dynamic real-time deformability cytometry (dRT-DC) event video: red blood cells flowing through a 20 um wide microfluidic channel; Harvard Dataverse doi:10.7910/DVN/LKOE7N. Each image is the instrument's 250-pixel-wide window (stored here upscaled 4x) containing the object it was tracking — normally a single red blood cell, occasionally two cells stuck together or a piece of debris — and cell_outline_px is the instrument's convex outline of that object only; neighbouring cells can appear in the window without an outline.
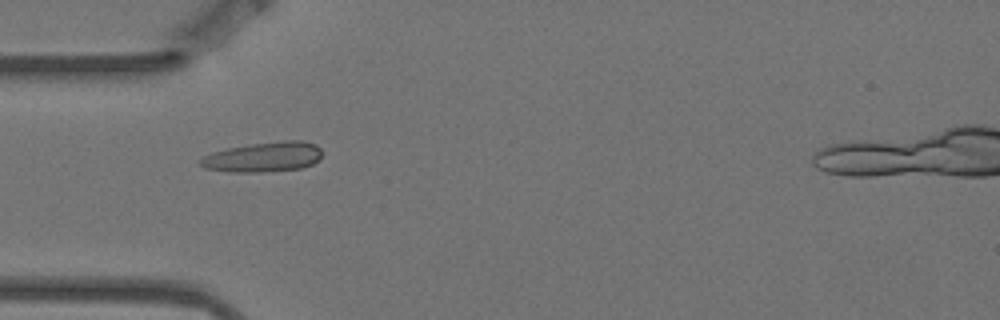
{"species": "Egyptian fruit bat (a non-hibernating species)", "species_latin": "Rousettus aegyptiacus", "temperature_condition": "warm", "stored_images_in_passage": 5, "camera_frame_rate_fps": 3000, "um_per_image_px": 0.085, "animal": {"sex": "female"}, "frame": {"image": 1, "passage_image": 4, "time_ms": 1.0, "image_size_px": [1000, 320], "cell_outline_px": [[320, 160], [312, 164], [300, 168], [264, 172], [228, 172], [204, 168], [196, 164], [204, 156], [212, 152], [228, 148], [252, 144], [284, 140], [300, 140], [316, 144], [320, 148]], "centroid_in_image_um": [22.37, 13.35], "position_along_channel_um": 62.6, "area_um2": 21.33}}
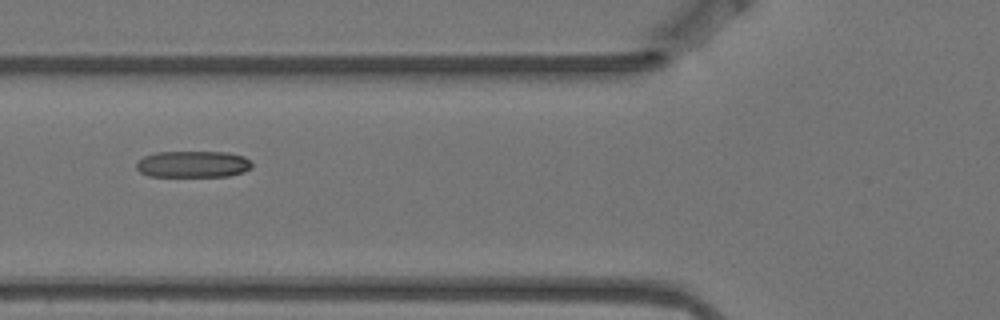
{"frame": {"image": 2, "passage_image": 5, "time_ms": 1.333, "image_size_px": [1000, 320], "cell_outline_px": [[252, 168], [244, 172], [228, 176], [148, 176], [140, 172], [136, 168], [136, 164], [144, 156], [156, 152], [228, 152], [244, 156], [252, 160]], "centroid_in_image_um": [16.45, 13.95], "position_along_channel_um": 109.4, "area_um2": 18.03}}